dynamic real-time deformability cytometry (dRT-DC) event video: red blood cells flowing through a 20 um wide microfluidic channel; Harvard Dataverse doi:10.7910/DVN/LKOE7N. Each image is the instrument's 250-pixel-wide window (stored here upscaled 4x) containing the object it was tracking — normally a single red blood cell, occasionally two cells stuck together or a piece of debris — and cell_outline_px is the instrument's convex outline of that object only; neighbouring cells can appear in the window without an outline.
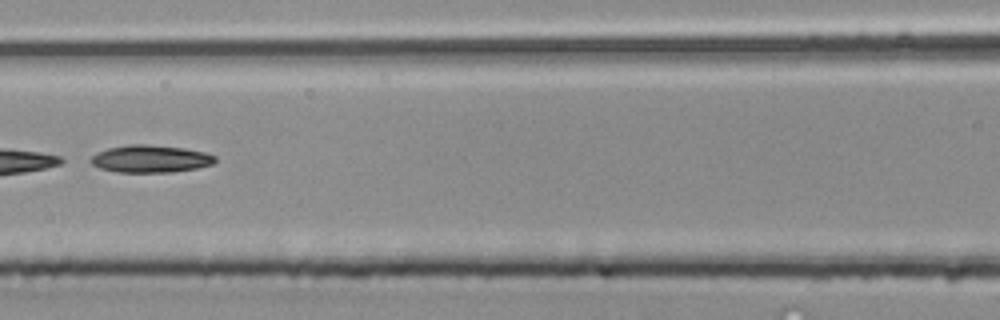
{"species": "common noctule bat (a hibernating species)", "species_latin": "Nyctalus noctula", "temperature_condition": "room temperature", "stored_images_in_passage": 33, "camera_frame_rate_fps": 3000, "um_per_image_px": 0.085, "animal": {"sex": "male", "body_mass_g": 20.4}, "frame": {"image": 1, "passage_image": 10, "time_ms": 3.0, "image_size_px": [1000, 320], "cell_outline_px": [[216, 160], [212, 164], [196, 168], [172, 172], [116, 172], [100, 168], [92, 164], [88, 160], [96, 152], [108, 148], [128, 144], [148, 144], [184, 148], [204, 152], [216, 156]], "centroid_in_image_um": [12.76, 13.49], "position_along_channel_um": 153.8, "area_um2": 19.94}}